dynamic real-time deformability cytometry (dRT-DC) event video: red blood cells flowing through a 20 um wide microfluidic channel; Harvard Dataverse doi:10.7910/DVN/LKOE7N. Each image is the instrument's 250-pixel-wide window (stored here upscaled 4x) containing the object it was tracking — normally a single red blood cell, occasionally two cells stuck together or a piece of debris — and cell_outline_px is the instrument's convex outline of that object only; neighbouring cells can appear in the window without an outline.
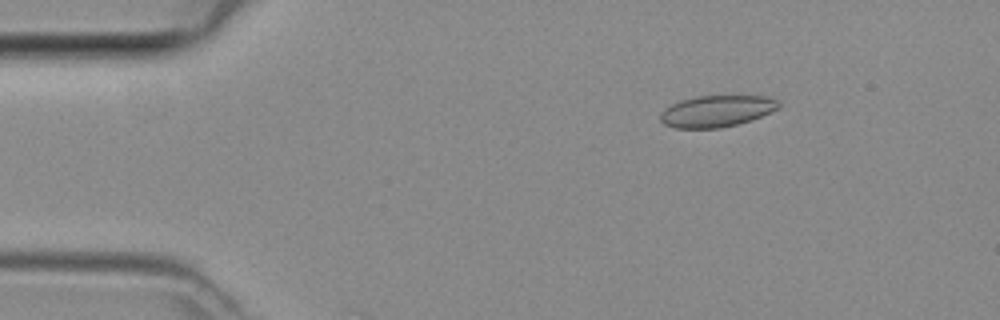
{"species": "common noctule bat (a hibernating species)", "species_latin": "Nyctalus noctula", "temperature_condition": "room temperature", "stored_images_in_passage": 3, "camera_frame_rate_fps": 3000, "um_per_image_px": 0.085, "animal": {"sex": "female", "body_mass_g": 29.2, "forearm_length_mm": 56.3}, "frame": {"image": 1, "passage_image": 2, "time_ms": 0.333, "image_size_px": [1000, 320], "cell_outline_px": [[780, 108], [752, 120], [720, 128], [672, 128], [664, 124], [660, 120], [660, 112], [664, 108], [680, 100], [696, 96], [768, 96], [780, 100]], "centroid_in_image_um": [60.92, 9.44], "position_along_channel_um": 24.1, "area_um2": 21.96}}